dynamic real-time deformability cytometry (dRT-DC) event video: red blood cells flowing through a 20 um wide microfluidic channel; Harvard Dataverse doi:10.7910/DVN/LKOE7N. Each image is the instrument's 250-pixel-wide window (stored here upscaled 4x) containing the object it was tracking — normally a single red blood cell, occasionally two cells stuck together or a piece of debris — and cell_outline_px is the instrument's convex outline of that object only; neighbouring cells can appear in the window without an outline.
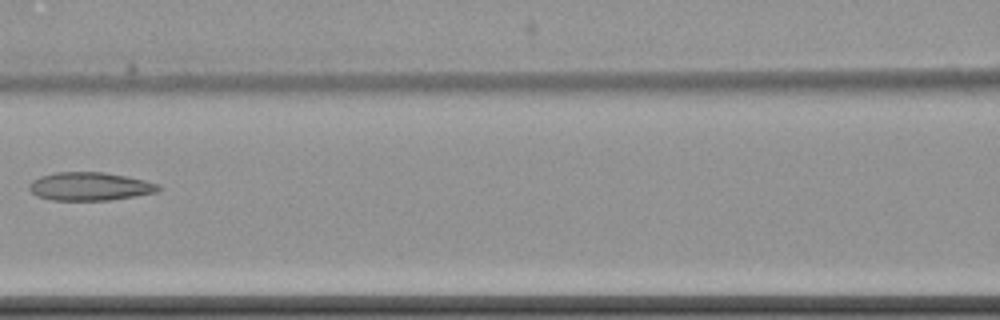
{"species": "common noctule bat (a hibernating species)", "species_latin": "Nyctalus noctula", "temperature_condition": "cold", "stored_images_in_passage": 8, "camera_frame_rate_fps": 3000, "um_per_image_px": 0.085, "animal": {"sex": "female", "body_mass_g": 22.7, "forearm_length_mm": 54.2}, "frame": {"image": 1, "passage_image": 7, "time_ms": 7.333, "image_size_px": [1000, 320], "cell_outline_px": [[164, 188], [160, 192], [136, 196], [108, 200], [52, 200], [36, 196], [28, 188], [28, 184], [32, 180], [40, 176], [56, 172], [104, 172], [144, 180], [160, 184]], "centroid_in_image_um": [7.67, 15.85], "position_along_channel_um": 158.9, "area_um2": 21.5}}
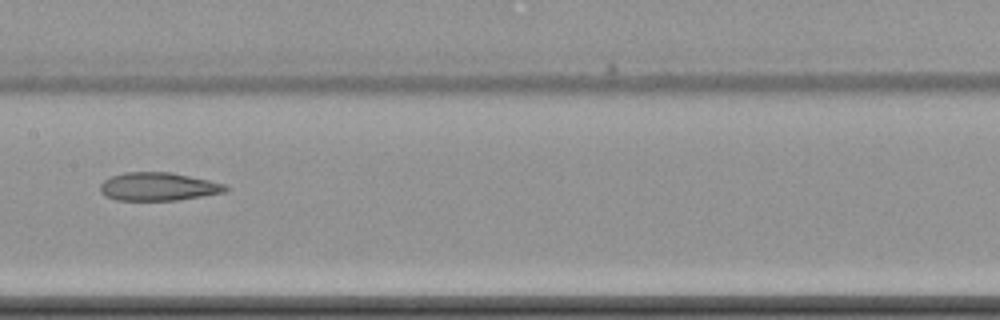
{"frame": {"image": 2, "passage_image": 8, "time_ms": 8.333, "image_size_px": [1000, 320], "cell_outline_px": [[228, 192], [176, 200], [116, 200], [104, 196], [100, 192], [100, 184], [104, 180], [112, 176], [124, 172], [172, 172], [208, 180], [224, 184], [228, 188]], "centroid_in_image_um": [13.43, 15.86], "position_along_channel_um": 194.0, "area_um2": 20.63}}